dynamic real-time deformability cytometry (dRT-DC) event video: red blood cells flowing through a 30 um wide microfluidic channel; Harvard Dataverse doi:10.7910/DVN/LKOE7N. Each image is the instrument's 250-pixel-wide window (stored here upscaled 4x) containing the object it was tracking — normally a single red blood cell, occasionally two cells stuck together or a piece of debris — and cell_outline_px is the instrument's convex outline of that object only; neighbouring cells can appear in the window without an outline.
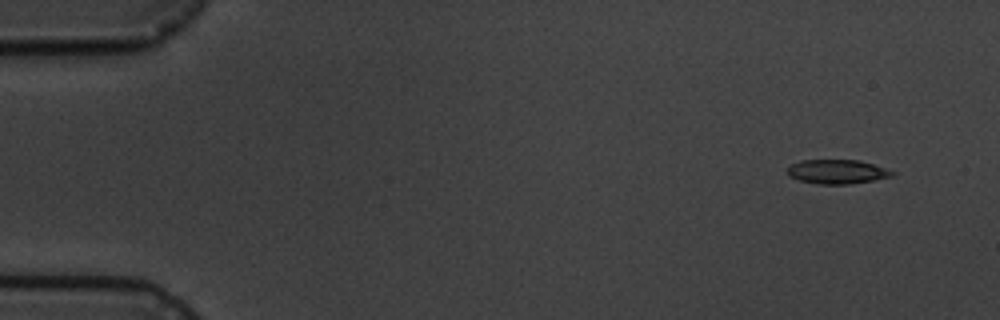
{"species": "common noctule bat (a hibernating species)", "species_latin": "Nyctalus noctula", "temperature_condition": "cold", "stored_images_in_passage": 6, "camera_frame_rate_fps": 3000, "um_per_image_px": 0.085, "animal": {"sex": "male", "body_mass_g": 19.5, "forearm_length_mm": 54.6}, "frame": {"image": 1, "passage_image": 1, "time_ms": 0.0, "image_size_px": [1000, 320], "cell_outline_px": [[896, 172], [892, 176], [872, 180], [848, 184], [820, 184], [800, 180], [788, 176], [788, 168], [792, 164], [800, 160], [860, 160]], "centroid_in_image_um": [71.14, 14.59], "position_along_channel_um": 13.9, "area_um2": 14.57}}
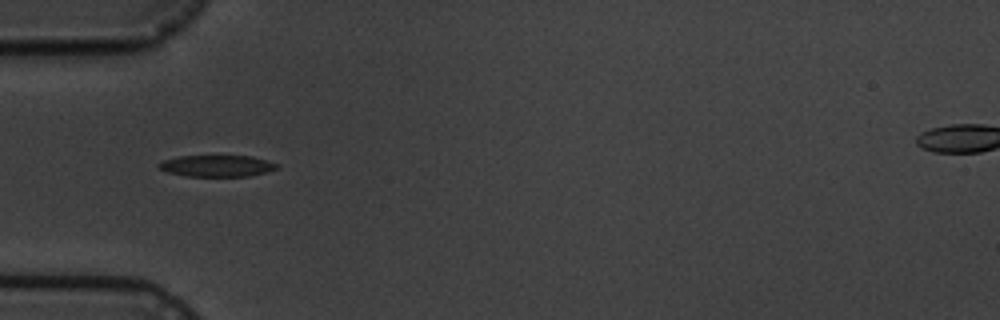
{"frame": {"image": 2, "passage_image": 5, "time_ms": 4.667, "image_size_px": [1000, 320], "cell_outline_px": [[280, 168], [248, 176], [188, 176], [168, 172], [160, 168], [156, 164], [164, 160], [180, 156], [252, 156], [276, 164]], "centroid_in_image_um": [18.42, 14.1], "position_along_channel_um": 66.6, "area_um2": 14.51}}
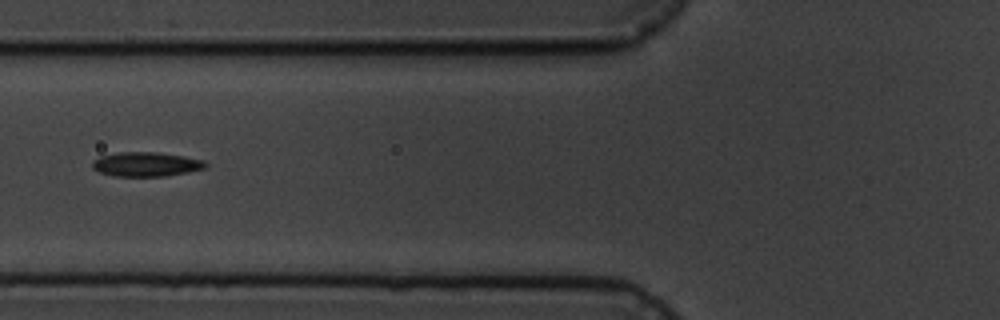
{"frame": {"image": 3, "passage_image": 6, "time_ms": 6.0, "image_size_px": [1000, 320], "cell_outline_px": [[208, 164], [204, 168], [188, 172], [164, 176], [112, 176], [100, 172], [92, 168], [92, 160], [100, 156], [120, 152], [156, 152], [184, 156], [204, 160]], "centroid_in_image_um": [12.4, 13.96], "position_along_channel_um": 113.4, "area_um2": 16.07}}